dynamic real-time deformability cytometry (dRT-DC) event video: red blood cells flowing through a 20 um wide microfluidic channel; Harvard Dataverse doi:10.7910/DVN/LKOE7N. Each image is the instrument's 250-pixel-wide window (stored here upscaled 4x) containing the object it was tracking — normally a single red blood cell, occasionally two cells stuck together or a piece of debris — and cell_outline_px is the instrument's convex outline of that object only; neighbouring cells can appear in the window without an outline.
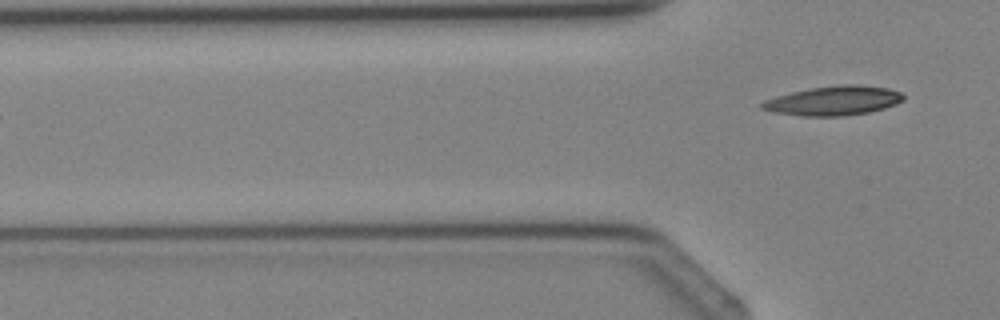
{"species": "Egyptian fruit bat (a non-hibernating species)", "species_latin": "Rousettus aegyptiacus", "temperature_condition": "cold", "stored_images_in_passage": 4, "camera_frame_rate_fps": 3000, "um_per_image_px": 0.085, "animal": {"sex": "female"}, "frame": {"image": 1, "passage_image": 4, "time_ms": 3.667, "image_size_px": [1000, 320], "cell_outline_px": [[904, 100], [896, 104], [884, 108], [868, 112], [844, 116], [800, 116], [772, 112], [760, 108], [760, 104], [764, 100], [776, 96], [792, 92], [812, 88], [840, 84], [860, 84], [888, 88], [900, 92], [904, 96]], "centroid_in_image_um": [70.85, 8.56], "position_along_channel_um": 55.0, "area_um2": 24.28}}